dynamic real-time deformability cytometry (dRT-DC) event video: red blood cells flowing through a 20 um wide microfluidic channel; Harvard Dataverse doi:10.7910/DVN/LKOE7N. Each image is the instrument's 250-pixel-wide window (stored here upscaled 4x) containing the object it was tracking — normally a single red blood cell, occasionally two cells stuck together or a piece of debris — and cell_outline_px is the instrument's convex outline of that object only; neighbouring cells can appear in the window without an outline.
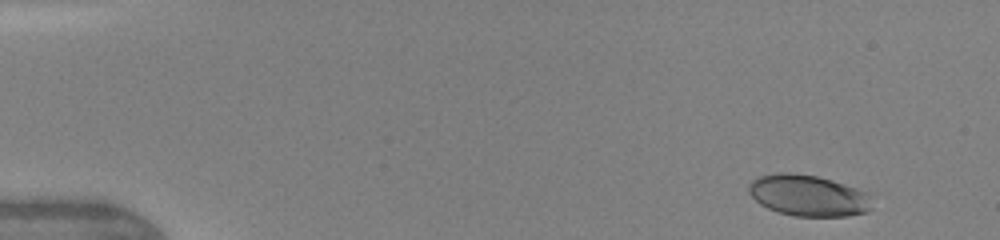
{"species": "human", "species_latin": "Homo sapiens", "temperature_condition": "warm", "stored_images_in_passage": 9, "camera_frame_rate_fps": 3000, "um_per_image_px": 0.085, "donor": {"sex": "female"}, "frame": {"image": 1, "passage_image": 1, "time_ms": 0.0, "image_size_px": [1000, 240], "cell_outline_px": [[872, 208], [868, 212], [848, 216], [792, 216], [776, 212], [760, 204], [748, 192], [748, 184], [756, 176], [776, 172], [788, 172], [816, 176], [832, 180], [868, 192]], "centroid_in_image_um": [68.67, 16.62], "position_along_channel_um": 16.3, "area_um2": 29.94}}
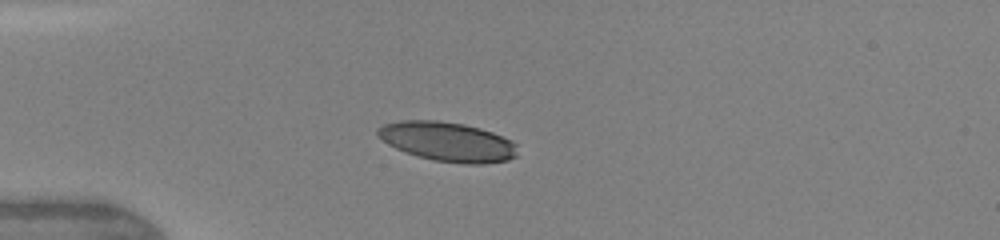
{"frame": {"image": 2, "passage_image": 4, "time_ms": 3.0, "image_size_px": [1000, 240], "cell_outline_px": [[516, 156], [508, 160], [484, 164], [464, 164], [436, 160], [416, 156], [396, 148], [388, 144], [376, 136], [376, 128], [384, 124], [400, 120], [436, 120], [464, 124], [480, 128], [492, 132], [512, 140], [516, 144]], "centroid_in_image_um": [38.02, 12.03], "position_along_channel_um": 47.0, "area_um2": 32.19}}
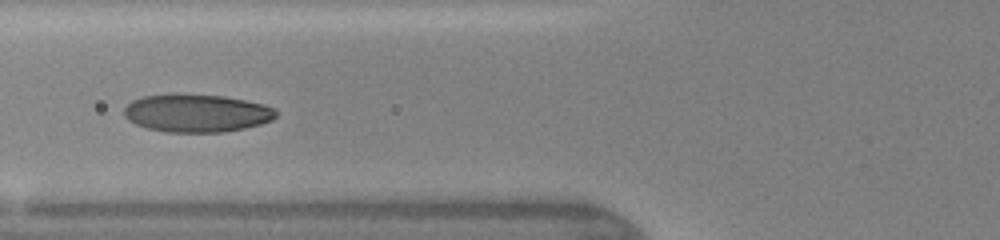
{"frame": {"image": 3, "passage_image": 6, "time_ms": 5.0, "image_size_px": [1000, 240], "cell_outline_px": [[276, 116], [272, 120], [260, 124], [244, 128], [224, 132], [164, 132], [148, 128], [136, 124], [128, 120], [124, 116], [124, 108], [132, 100], [144, 96], [172, 92], [176, 92], [224, 96], [264, 104], [272, 108], [276, 112]], "centroid_in_image_um": [16.67, 9.59], "position_along_channel_um": 109.1, "area_um2": 33.99}}